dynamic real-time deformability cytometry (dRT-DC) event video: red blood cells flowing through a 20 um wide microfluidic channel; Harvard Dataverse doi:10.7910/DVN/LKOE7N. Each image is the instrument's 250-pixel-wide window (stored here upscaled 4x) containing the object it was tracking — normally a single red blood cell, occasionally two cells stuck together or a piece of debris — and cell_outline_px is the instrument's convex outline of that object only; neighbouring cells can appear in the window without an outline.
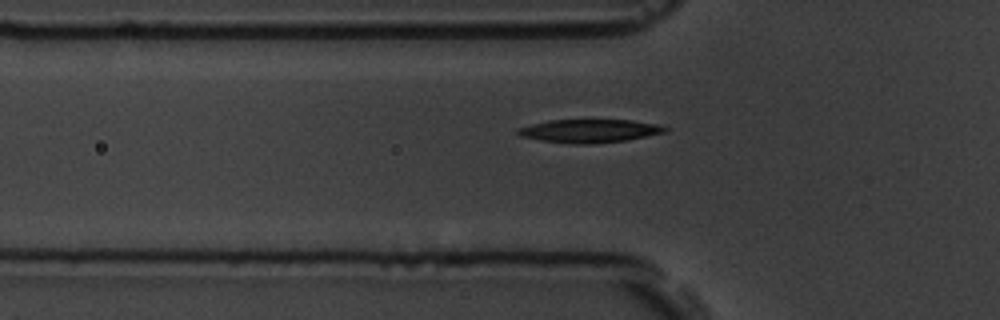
{"species": "common noctule bat (a hibernating species)", "species_latin": "Nyctalus noctula", "temperature_condition": "room temperature", "stored_images_in_passage": 3, "camera_frame_rate_fps": 3000, "um_per_image_px": 0.085, "animal": {"sex": "male", "body_mass_g": 19.5, "forearm_length_mm": 54.6}, "frame": {"image": 1, "passage_image": 2, "time_ms": 2.0, "image_size_px": [1000, 320], "cell_outline_px": [[668, 128], [664, 132], [624, 140], [588, 144], [572, 144], [540, 140], [520, 136], [516, 132], [516, 128], [548, 120], [632, 120], [660, 124]], "centroid_in_image_um": [50.06, 11.12], "position_along_channel_um": 75.7, "area_um2": 19.83}}
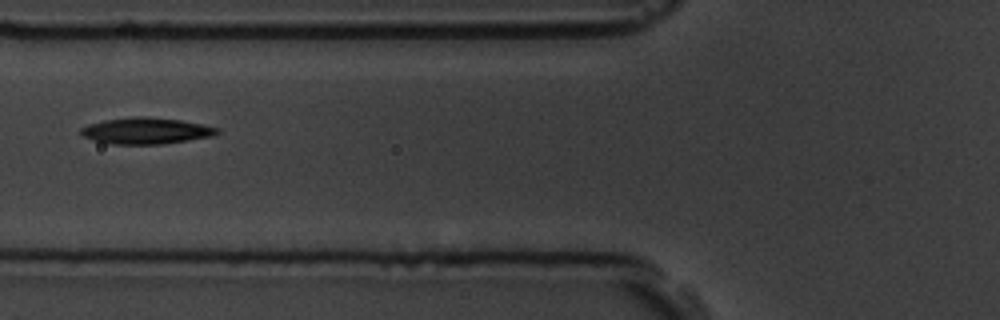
{"frame": {"image": 2, "passage_image": 3, "time_ms": 3.0, "image_size_px": [1000, 320], "cell_outline_px": [[220, 132], [216, 136], [160, 144], [112, 144], [96, 140], [84, 136], [80, 132], [80, 128], [88, 124], [104, 120], [132, 116], [144, 116], [180, 120], [220, 128]], "centroid_in_image_um": [12.44, 11.11], "position_along_channel_um": 113.4, "area_um2": 20.87}}